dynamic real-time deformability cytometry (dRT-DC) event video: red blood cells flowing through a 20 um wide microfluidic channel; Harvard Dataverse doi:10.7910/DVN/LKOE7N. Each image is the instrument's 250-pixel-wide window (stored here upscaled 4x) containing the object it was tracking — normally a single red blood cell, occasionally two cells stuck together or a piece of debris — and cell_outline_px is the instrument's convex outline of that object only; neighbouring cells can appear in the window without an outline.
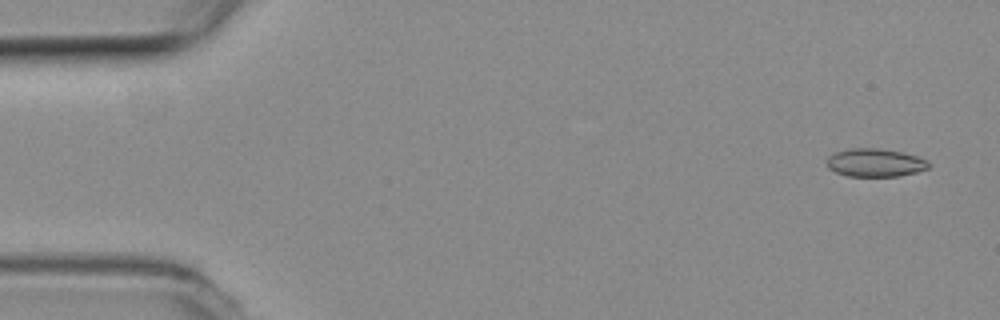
{"species": "common noctule bat (a hibernating species)", "species_latin": "Nyctalus noctula", "temperature_condition": "room temperature", "stored_images_in_passage": 54, "camera_frame_rate_fps": 3000, "um_per_image_px": 0.085, "animal": {"sex": "female", "body_mass_g": 19.3, "forearm_length_mm": 54.1}, "frame": {"image": 1, "passage_image": 3, "time_ms": 0.667, "image_size_px": [1000, 320], "cell_outline_px": [[932, 164], [928, 168], [916, 172], [900, 176], [848, 176], [836, 172], [828, 168], [828, 156], [836, 152], [852, 148], [880, 148], [904, 152], [928, 160]], "centroid_in_image_um": [74.43, 13.82], "position_along_channel_um": 10.6, "area_um2": 16.76}}
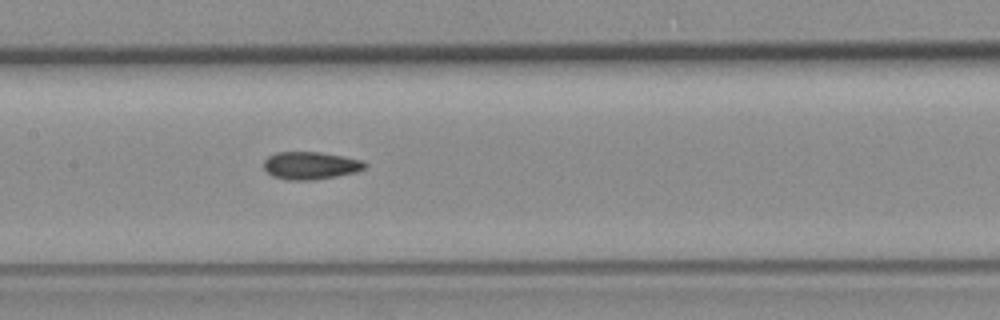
{"frame": {"image": 2, "passage_image": 26, "time_ms": 8.333, "image_size_px": [1000, 320], "cell_outline_px": [[368, 164], [364, 168], [356, 172], [336, 176], [312, 180], [288, 180], [272, 176], [264, 168], [264, 160], [268, 156], [276, 152], [320, 152], [364, 160]], "centroid_in_image_um": [26.4, 14.06], "position_along_channel_um": 181.0, "area_um2": 16.3}}
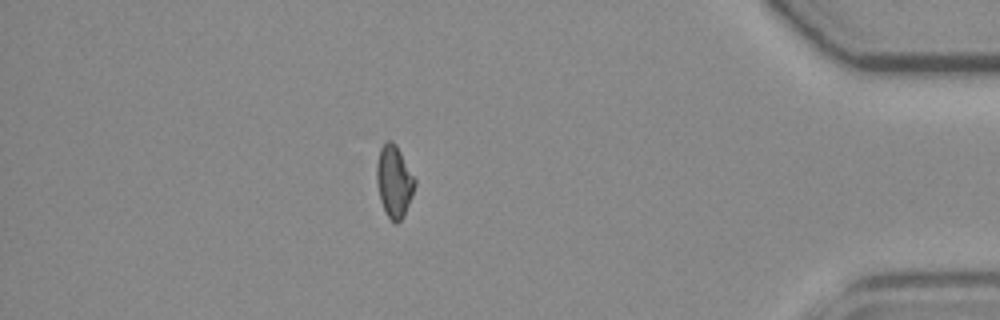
{"frame": {"image": 3, "passage_image": 47, "time_ms": 15.333, "image_size_px": [1000, 320], "cell_outline_px": [[416, 184], [412, 196], [404, 216], [396, 224], [388, 216], [380, 200], [376, 180], [376, 164], [380, 148], [388, 140], [392, 140], [396, 144], [416, 180]], "centroid_in_image_um": [33.5, 15.4], "position_along_channel_um": 401.7, "area_um2": 15.95}, "authors_computed_cell_mechanics": {"area_um2": 16.2996, "velocity_mm_per_s": 3.8138, "shape_relaxation_time_tau1_ms": null, "shape_relaxation_time_tau2_ms": 2.8897, "deformation_change_tau1": null, "deformation_change_tau2": 0.0744}}